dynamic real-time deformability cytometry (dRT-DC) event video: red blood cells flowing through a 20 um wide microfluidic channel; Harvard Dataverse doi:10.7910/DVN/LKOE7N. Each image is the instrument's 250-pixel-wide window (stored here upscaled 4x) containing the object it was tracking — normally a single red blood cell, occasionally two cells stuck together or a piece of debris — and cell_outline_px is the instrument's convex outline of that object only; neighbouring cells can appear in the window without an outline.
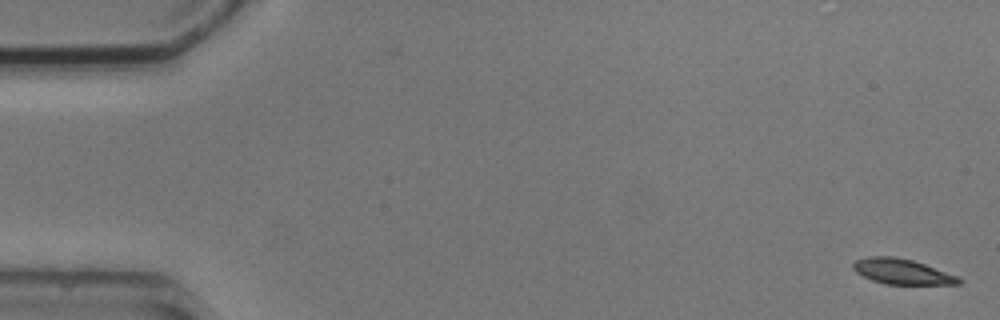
{"species": "common noctule bat (a hibernating species)", "species_latin": "Nyctalus noctula", "temperature_condition": "cold", "stored_images_in_passage": 4, "camera_frame_rate_fps": 3000, "um_per_image_px": 0.085, "animal": {"sex": "male", "body_mass_g": 20.5, "forearm_length_mm": 52.5}, "frame": {"image": 1, "passage_image": 1, "time_ms": 0.0, "image_size_px": [1000, 320], "cell_outline_px": [[964, 280], [960, 284], [884, 284], [872, 280], [856, 272], [852, 268], [852, 264], [856, 260], [868, 256], [892, 256], [912, 260], [924, 264], [956, 276]], "centroid_in_image_um": [76.64, 23.08], "position_along_channel_um": 8.4, "area_um2": 15.43}}
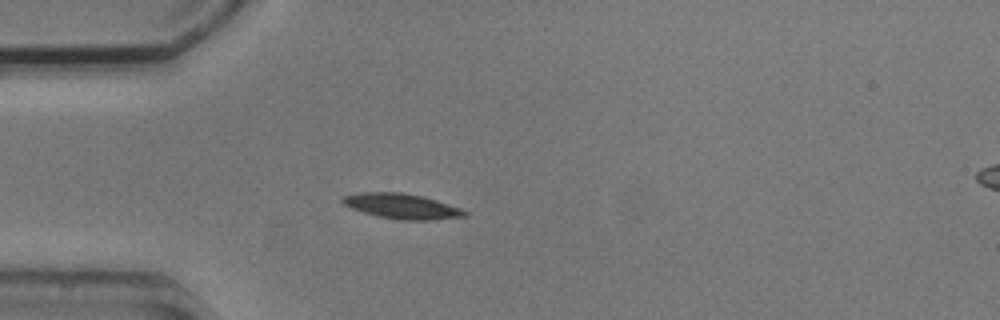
{"frame": {"image": 2, "passage_image": 4, "time_ms": 4.667, "image_size_px": [1000, 320], "cell_outline_px": [[468, 216], [432, 220], [400, 220], [380, 216], [364, 212], [352, 208], [344, 204], [340, 200], [344, 196], [360, 192], [404, 192], [424, 196], [460, 208], [468, 212]], "centroid_in_image_um": [34.19, 17.52], "position_along_channel_um": 50.8, "area_um2": 17.86}}